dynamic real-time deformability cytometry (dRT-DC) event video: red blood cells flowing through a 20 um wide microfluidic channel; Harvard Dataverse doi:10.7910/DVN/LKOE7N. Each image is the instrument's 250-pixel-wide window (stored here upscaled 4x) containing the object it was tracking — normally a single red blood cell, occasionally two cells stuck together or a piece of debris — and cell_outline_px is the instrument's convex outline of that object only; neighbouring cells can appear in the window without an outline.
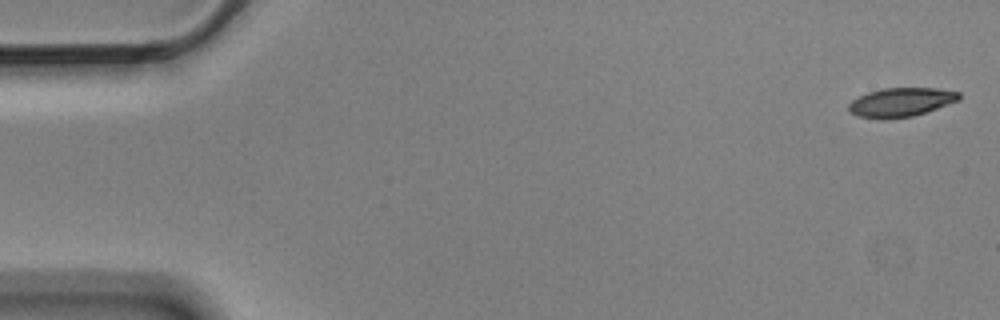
{"species": "Egyptian fruit bat (a non-hibernating species)", "species_latin": "Rousettus aegyptiacus", "temperature_condition": "cold", "stored_images_in_passage": 5, "camera_frame_rate_fps": 3000, "um_per_image_px": 0.085, "animal": {"sex": "male"}, "frame": {"image": 1, "passage_image": 1, "time_ms": 0.0, "image_size_px": [1000, 320], "cell_outline_px": [[960, 100], [912, 116], [884, 120], [880, 120], [856, 116], [848, 112], [848, 104], [852, 100], [868, 92], [884, 88], [936, 88], [960, 92]], "centroid_in_image_um": [76.53, 8.7], "position_along_channel_um": 8.5, "area_um2": 18.73}}
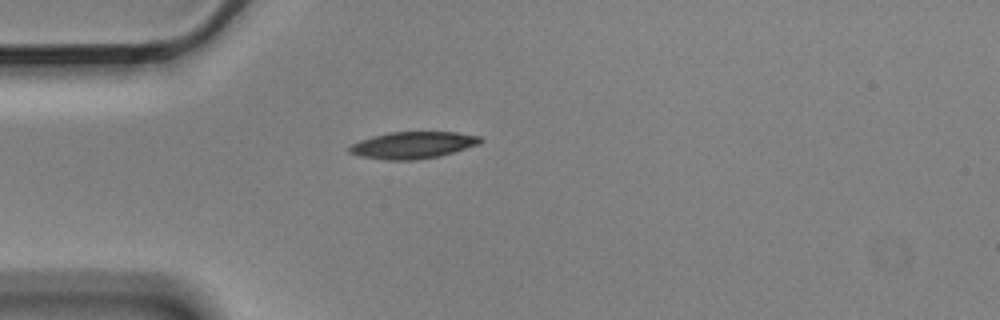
{"frame": {"image": 2, "passage_image": 5, "time_ms": 1.333, "image_size_px": [1000, 320], "cell_outline_px": [[484, 140], [480, 144], [440, 156], [412, 160], [388, 160], [360, 156], [348, 152], [348, 148], [352, 144], [360, 140], [372, 136], [388, 132], [456, 132], [480, 136]], "centroid_in_image_um": [35.1, 12.33], "position_along_channel_um": 49.9, "area_um2": 20.52}}